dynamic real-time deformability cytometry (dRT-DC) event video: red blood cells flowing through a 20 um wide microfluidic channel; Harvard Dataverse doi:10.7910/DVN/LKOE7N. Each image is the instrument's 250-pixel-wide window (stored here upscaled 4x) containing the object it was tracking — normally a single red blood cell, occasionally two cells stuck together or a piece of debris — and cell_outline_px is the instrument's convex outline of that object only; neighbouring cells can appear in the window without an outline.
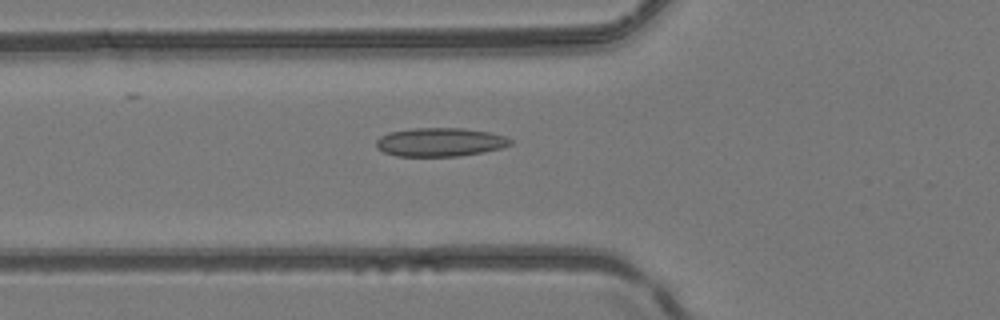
{"species": "common noctule bat (a hibernating species)", "species_latin": "Nyctalus noctula", "temperature_condition": "room temperature", "stored_images_in_passage": 29, "camera_frame_rate_fps": 3000, "um_per_image_px": 0.085, "animal": {"sex": "female", "body_mass_g": 24.6, "forearm_length_mm": 56.2}, "frame": {"image": 1, "passage_image": 19, "time_ms": 6.0, "image_size_px": [1000, 320], "cell_outline_px": [[512, 144], [500, 148], [484, 152], [460, 156], [396, 156], [384, 152], [376, 148], [376, 140], [380, 136], [388, 132], [412, 128], [464, 128], [492, 132], [504, 136], [512, 140]], "centroid_in_image_um": [37.4, 12.07], "position_along_channel_um": 88.4, "area_um2": 22.6}}
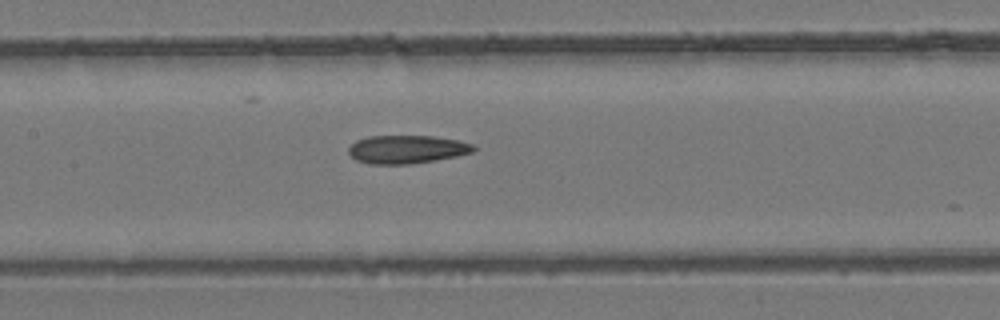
{"frame": {"image": 2, "passage_image": 25, "time_ms": 8.0, "image_size_px": [1000, 320], "cell_outline_px": [[476, 152], [436, 160], [408, 164], [368, 164], [356, 160], [348, 152], [348, 148], [356, 140], [368, 136], [432, 136], [460, 140], [472, 144], [476, 148]], "centroid_in_image_um": [34.6, 12.69], "position_along_channel_um": 172.8, "area_um2": 20.69}}
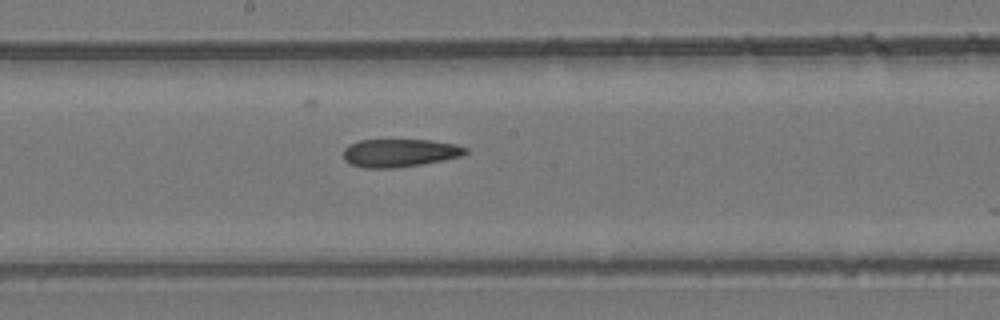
{"frame": {"image": 3, "passage_image": 28, "time_ms": 9.0, "image_size_px": [1000, 320], "cell_outline_px": [[468, 152], [460, 156], [444, 160], [396, 168], [364, 168], [348, 164], [344, 160], [344, 148], [348, 144], [360, 140], [432, 140], [456, 144], [468, 148]], "centroid_in_image_um": [33.95, 13.0], "position_along_channel_um": 214.3, "area_um2": 20.11}}